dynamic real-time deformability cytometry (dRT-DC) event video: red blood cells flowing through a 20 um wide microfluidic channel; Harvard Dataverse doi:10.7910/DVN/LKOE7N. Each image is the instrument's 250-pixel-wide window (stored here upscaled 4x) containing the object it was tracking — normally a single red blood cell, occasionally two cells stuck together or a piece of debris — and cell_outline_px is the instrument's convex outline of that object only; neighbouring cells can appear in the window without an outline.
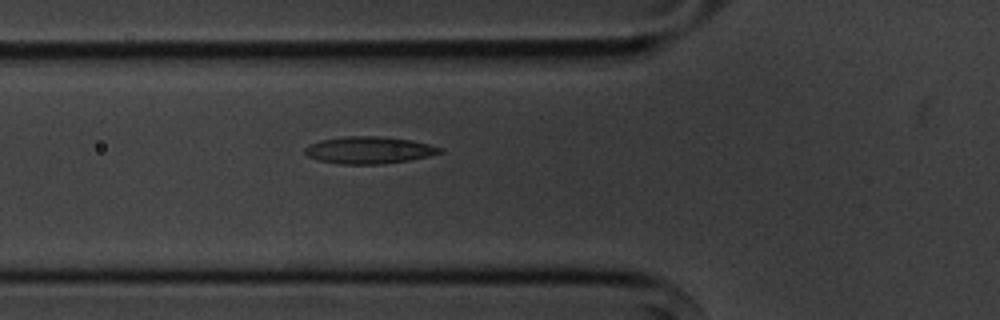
{"species": "common noctule bat (a hibernating species)", "species_latin": "Nyctalus noctula", "temperature_condition": "cold", "stored_images_in_passage": 5, "camera_frame_rate_fps": 3000, "um_per_image_px": 0.085, "animal": {"sex": "male", "body_mass_g": 20.1, "forearm_length_mm": 53.5}, "frame": {"image": 1, "passage_image": 5, "time_ms": 5.333, "image_size_px": [1000, 320], "cell_outline_px": [[444, 152], [428, 156], [408, 160], [384, 164], [340, 164], [316, 160], [308, 156], [304, 152], [304, 148], [308, 144], [320, 140], [344, 136], [380, 136], [412, 140], [444, 148]], "centroid_in_image_um": [31.35, 12.76], "position_along_channel_um": 94.5, "area_um2": 21.5}}